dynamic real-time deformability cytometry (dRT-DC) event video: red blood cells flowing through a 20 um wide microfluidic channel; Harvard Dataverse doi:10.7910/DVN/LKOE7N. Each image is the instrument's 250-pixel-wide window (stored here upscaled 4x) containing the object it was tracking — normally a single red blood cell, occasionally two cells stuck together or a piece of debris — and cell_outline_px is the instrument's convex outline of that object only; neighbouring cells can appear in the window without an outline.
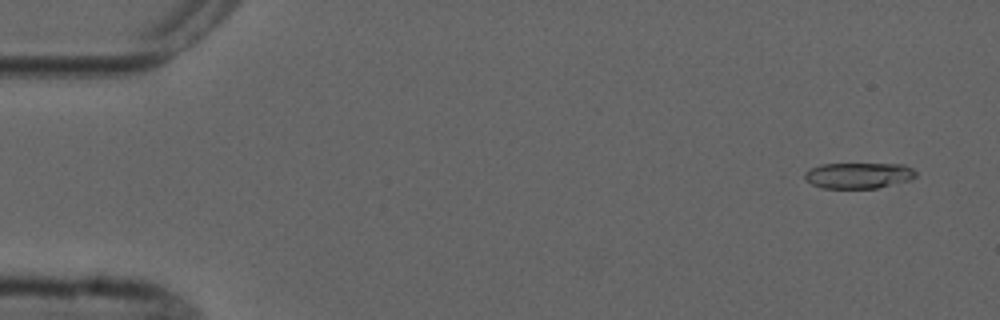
{"species": "common noctule bat (a hibernating species)", "species_latin": "Nyctalus noctula", "temperature_condition": "cold", "stored_images_in_passage": 3, "camera_frame_rate_fps": 3000, "um_per_image_px": 0.085, "animal": {"sex": "male", "forearm_length_mm": 52.5}, "frame": {"image": 1, "passage_image": 1, "time_ms": 0.0, "image_size_px": [1000, 320], "cell_outline_px": [[916, 176], [912, 180], [876, 188], [820, 188], [804, 180], [804, 172], [820, 164], [904, 164], [912, 168], [916, 172]], "centroid_in_image_um": [72.97, 14.91], "position_along_channel_um": 12.0, "area_um2": 16.88}}